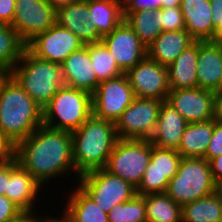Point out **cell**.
Segmentation results:
<instances>
[{
  "instance_id": "obj_1",
  "label": "cell",
  "mask_w": 222,
  "mask_h": 222,
  "mask_svg": "<svg viewBox=\"0 0 222 222\" xmlns=\"http://www.w3.org/2000/svg\"><path fill=\"white\" fill-rule=\"evenodd\" d=\"M14 157L41 186L68 172L80 176L74 168L72 133L67 130L42 124L15 146Z\"/></svg>"
},
{
  "instance_id": "obj_2",
  "label": "cell",
  "mask_w": 222,
  "mask_h": 222,
  "mask_svg": "<svg viewBox=\"0 0 222 222\" xmlns=\"http://www.w3.org/2000/svg\"><path fill=\"white\" fill-rule=\"evenodd\" d=\"M42 124L43 108L11 77L0 93V134L16 146Z\"/></svg>"
},
{
  "instance_id": "obj_3",
  "label": "cell",
  "mask_w": 222,
  "mask_h": 222,
  "mask_svg": "<svg viewBox=\"0 0 222 222\" xmlns=\"http://www.w3.org/2000/svg\"><path fill=\"white\" fill-rule=\"evenodd\" d=\"M71 133L75 171L82 175L105 168L118 140L115 123L97 118L92 114Z\"/></svg>"
},
{
  "instance_id": "obj_4",
  "label": "cell",
  "mask_w": 222,
  "mask_h": 222,
  "mask_svg": "<svg viewBox=\"0 0 222 222\" xmlns=\"http://www.w3.org/2000/svg\"><path fill=\"white\" fill-rule=\"evenodd\" d=\"M12 77L41 108L64 86L62 66L36 57L27 48L13 67Z\"/></svg>"
},
{
  "instance_id": "obj_5",
  "label": "cell",
  "mask_w": 222,
  "mask_h": 222,
  "mask_svg": "<svg viewBox=\"0 0 222 222\" xmlns=\"http://www.w3.org/2000/svg\"><path fill=\"white\" fill-rule=\"evenodd\" d=\"M92 114V94L64 85L43 108V124L72 132Z\"/></svg>"
},
{
  "instance_id": "obj_6",
  "label": "cell",
  "mask_w": 222,
  "mask_h": 222,
  "mask_svg": "<svg viewBox=\"0 0 222 222\" xmlns=\"http://www.w3.org/2000/svg\"><path fill=\"white\" fill-rule=\"evenodd\" d=\"M216 191L209 162L204 158H183L166 194L181 207Z\"/></svg>"
},
{
  "instance_id": "obj_7",
  "label": "cell",
  "mask_w": 222,
  "mask_h": 222,
  "mask_svg": "<svg viewBox=\"0 0 222 222\" xmlns=\"http://www.w3.org/2000/svg\"><path fill=\"white\" fill-rule=\"evenodd\" d=\"M150 159L149 140L118 139L104 169L137 189Z\"/></svg>"
},
{
  "instance_id": "obj_8",
  "label": "cell",
  "mask_w": 222,
  "mask_h": 222,
  "mask_svg": "<svg viewBox=\"0 0 222 222\" xmlns=\"http://www.w3.org/2000/svg\"><path fill=\"white\" fill-rule=\"evenodd\" d=\"M78 186L106 213L115 205L131 200L136 188L104 168L86 172L78 177Z\"/></svg>"
},
{
  "instance_id": "obj_9",
  "label": "cell",
  "mask_w": 222,
  "mask_h": 222,
  "mask_svg": "<svg viewBox=\"0 0 222 222\" xmlns=\"http://www.w3.org/2000/svg\"><path fill=\"white\" fill-rule=\"evenodd\" d=\"M162 102L135 97L115 123L118 139L150 140Z\"/></svg>"
},
{
  "instance_id": "obj_10",
  "label": "cell",
  "mask_w": 222,
  "mask_h": 222,
  "mask_svg": "<svg viewBox=\"0 0 222 222\" xmlns=\"http://www.w3.org/2000/svg\"><path fill=\"white\" fill-rule=\"evenodd\" d=\"M134 99L133 89L125 73L101 81L92 94L93 115L116 123Z\"/></svg>"
},
{
  "instance_id": "obj_11",
  "label": "cell",
  "mask_w": 222,
  "mask_h": 222,
  "mask_svg": "<svg viewBox=\"0 0 222 222\" xmlns=\"http://www.w3.org/2000/svg\"><path fill=\"white\" fill-rule=\"evenodd\" d=\"M83 46V41L58 23L37 34L26 44V48L36 57L60 65L71 53Z\"/></svg>"
},
{
  "instance_id": "obj_12",
  "label": "cell",
  "mask_w": 222,
  "mask_h": 222,
  "mask_svg": "<svg viewBox=\"0 0 222 222\" xmlns=\"http://www.w3.org/2000/svg\"><path fill=\"white\" fill-rule=\"evenodd\" d=\"M181 160L176 150L160 148L151 143V159L136 189L137 195L166 193L168 183L176 175Z\"/></svg>"
},
{
  "instance_id": "obj_13",
  "label": "cell",
  "mask_w": 222,
  "mask_h": 222,
  "mask_svg": "<svg viewBox=\"0 0 222 222\" xmlns=\"http://www.w3.org/2000/svg\"><path fill=\"white\" fill-rule=\"evenodd\" d=\"M135 97L166 101L170 91L168 70L146 56L126 73Z\"/></svg>"
},
{
  "instance_id": "obj_14",
  "label": "cell",
  "mask_w": 222,
  "mask_h": 222,
  "mask_svg": "<svg viewBox=\"0 0 222 222\" xmlns=\"http://www.w3.org/2000/svg\"><path fill=\"white\" fill-rule=\"evenodd\" d=\"M56 23V10L46 0H16L11 26L27 44Z\"/></svg>"
},
{
  "instance_id": "obj_15",
  "label": "cell",
  "mask_w": 222,
  "mask_h": 222,
  "mask_svg": "<svg viewBox=\"0 0 222 222\" xmlns=\"http://www.w3.org/2000/svg\"><path fill=\"white\" fill-rule=\"evenodd\" d=\"M188 123L204 122L216 117V92L190 88L170 90L166 100Z\"/></svg>"
},
{
  "instance_id": "obj_16",
  "label": "cell",
  "mask_w": 222,
  "mask_h": 222,
  "mask_svg": "<svg viewBox=\"0 0 222 222\" xmlns=\"http://www.w3.org/2000/svg\"><path fill=\"white\" fill-rule=\"evenodd\" d=\"M110 50L119 68L126 73L147 56V47L134 30L123 20L111 33L101 40Z\"/></svg>"
},
{
  "instance_id": "obj_17",
  "label": "cell",
  "mask_w": 222,
  "mask_h": 222,
  "mask_svg": "<svg viewBox=\"0 0 222 222\" xmlns=\"http://www.w3.org/2000/svg\"><path fill=\"white\" fill-rule=\"evenodd\" d=\"M62 66V78L65 86L81 89L93 94L100 81L94 72L88 53V44L71 53Z\"/></svg>"
},
{
  "instance_id": "obj_18",
  "label": "cell",
  "mask_w": 222,
  "mask_h": 222,
  "mask_svg": "<svg viewBox=\"0 0 222 222\" xmlns=\"http://www.w3.org/2000/svg\"><path fill=\"white\" fill-rule=\"evenodd\" d=\"M42 186L14 157L8 162V186L5 196L23 211H33Z\"/></svg>"
},
{
  "instance_id": "obj_19",
  "label": "cell",
  "mask_w": 222,
  "mask_h": 222,
  "mask_svg": "<svg viewBox=\"0 0 222 222\" xmlns=\"http://www.w3.org/2000/svg\"><path fill=\"white\" fill-rule=\"evenodd\" d=\"M88 18L89 8L87 0H78L56 10V23L70 30L84 44L100 42L102 36Z\"/></svg>"
},
{
  "instance_id": "obj_20",
  "label": "cell",
  "mask_w": 222,
  "mask_h": 222,
  "mask_svg": "<svg viewBox=\"0 0 222 222\" xmlns=\"http://www.w3.org/2000/svg\"><path fill=\"white\" fill-rule=\"evenodd\" d=\"M222 74V44L198 41V88L220 92Z\"/></svg>"
},
{
  "instance_id": "obj_21",
  "label": "cell",
  "mask_w": 222,
  "mask_h": 222,
  "mask_svg": "<svg viewBox=\"0 0 222 222\" xmlns=\"http://www.w3.org/2000/svg\"><path fill=\"white\" fill-rule=\"evenodd\" d=\"M188 122L167 101L159 110L156 129L150 142L160 148L177 150Z\"/></svg>"
},
{
  "instance_id": "obj_22",
  "label": "cell",
  "mask_w": 222,
  "mask_h": 222,
  "mask_svg": "<svg viewBox=\"0 0 222 222\" xmlns=\"http://www.w3.org/2000/svg\"><path fill=\"white\" fill-rule=\"evenodd\" d=\"M185 30L196 41H213L210 0H181Z\"/></svg>"
},
{
  "instance_id": "obj_23",
  "label": "cell",
  "mask_w": 222,
  "mask_h": 222,
  "mask_svg": "<svg viewBox=\"0 0 222 222\" xmlns=\"http://www.w3.org/2000/svg\"><path fill=\"white\" fill-rule=\"evenodd\" d=\"M196 40L184 29L163 31L148 47L147 56L161 65H170Z\"/></svg>"
},
{
  "instance_id": "obj_24",
  "label": "cell",
  "mask_w": 222,
  "mask_h": 222,
  "mask_svg": "<svg viewBox=\"0 0 222 222\" xmlns=\"http://www.w3.org/2000/svg\"><path fill=\"white\" fill-rule=\"evenodd\" d=\"M198 41L184 50L167 66L170 90L198 87L197 81Z\"/></svg>"
},
{
  "instance_id": "obj_25",
  "label": "cell",
  "mask_w": 222,
  "mask_h": 222,
  "mask_svg": "<svg viewBox=\"0 0 222 222\" xmlns=\"http://www.w3.org/2000/svg\"><path fill=\"white\" fill-rule=\"evenodd\" d=\"M213 135V119L188 123L176 150L183 158H204Z\"/></svg>"
},
{
  "instance_id": "obj_26",
  "label": "cell",
  "mask_w": 222,
  "mask_h": 222,
  "mask_svg": "<svg viewBox=\"0 0 222 222\" xmlns=\"http://www.w3.org/2000/svg\"><path fill=\"white\" fill-rule=\"evenodd\" d=\"M89 21L103 37L111 33L123 20L121 0H87Z\"/></svg>"
},
{
  "instance_id": "obj_27",
  "label": "cell",
  "mask_w": 222,
  "mask_h": 222,
  "mask_svg": "<svg viewBox=\"0 0 222 222\" xmlns=\"http://www.w3.org/2000/svg\"><path fill=\"white\" fill-rule=\"evenodd\" d=\"M72 190L63 213L72 222H109L107 213L79 186Z\"/></svg>"
},
{
  "instance_id": "obj_28",
  "label": "cell",
  "mask_w": 222,
  "mask_h": 222,
  "mask_svg": "<svg viewBox=\"0 0 222 222\" xmlns=\"http://www.w3.org/2000/svg\"><path fill=\"white\" fill-rule=\"evenodd\" d=\"M181 222H222V201L217 192L181 207Z\"/></svg>"
},
{
  "instance_id": "obj_29",
  "label": "cell",
  "mask_w": 222,
  "mask_h": 222,
  "mask_svg": "<svg viewBox=\"0 0 222 222\" xmlns=\"http://www.w3.org/2000/svg\"><path fill=\"white\" fill-rule=\"evenodd\" d=\"M123 17L146 47L163 32L160 10H140L123 13Z\"/></svg>"
},
{
  "instance_id": "obj_30",
  "label": "cell",
  "mask_w": 222,
  "mask_h": 222,
  "mask_svg": "<svg viewBox=\"0 0 222 222\" xmlns=\"http://www.w3.org/2000/svg\"><path fill=\"white\" fill-rule=\"evenodd\" d=\"M143 197L147 222H181V206L166 193L149 194Z\"/></svg>"
},
{
  "instance_id": "obj_31",
  "label": "cell",
  "mask_w": 222,
  "mask_h": 222,
  "mask_svg": "<svg viewBox=\"0 0 222 222\" xmlns=\"http://www.w3.org/2000/svg\"><path fill=\"white\" fill-rule=\"evenodd\" d=\"M25 49L26 43L18 32L11 25L0 23V66L12 70Z\"/></svg>"
},
{
  "instance_id": "obj_32",
  "label": "cell",
  "mask_w": 222,
  "mask_h": 222,
  "mask_svg": "<svg viewBox=\"0 0 222 222\" xmlns=\"http://www.w3.org/2000/svg\"><path fill=\"white\" fill-rule=\"evenodd\" d=\"M88 53L94 72L100 82L118 77L124 73L102 41L88 44Z\"/></svg>"
},
{
  "instance_id": "obj_33",
  "label": "cell",
  "mask_w": 222,
  "mask_h": 222,
  "mask_svg": "<svg viewBox=\"0 0 222 222\" xmlns=\"http://www.w3.org/2000/svg\"><path fill=\"white\" fill-rule=\"evenodd\" d=\"M107 217L109 222H147L144 197L136 194L131 200L115 205Z\"/></svg>"
},
{
  "instance_id": "obj_34",
  "label": "cell",
  "mask_w": 222,
  "mask_h": 222,
  "mask_svg": "<svg viewBox=\"0 0 222 222\" xmlns=\"http://www.w3.org/2000/svg\"><path fill=\"white\" fill-rule=\"evenodd\" d=\"M160 20L163 31H179L185 29L184 18L180 7L160 9Z\"/></svg>"
},
{
  "instance_id": "obj_35",
  "label": "cell",
  "mask_w": 222,
  "mask_h": 222,
  "mask_svg": "<svg viewBox=\"0 0 222 222\" xmlns=\"http://www.w3.org/2000/svg\"><path fill=\"white\" fill-rule=\"evenodd\" d=\"M222 154V122L213 119V135L206 149L204 159L208 162Z\"/></svg>"
},
{
  "instance_id": "obj_36",
  "label": "cell",
  "mask_w": 222,
  "mask_h": 222,
  "mask_svg": "<svg viewBox=\"0 0 222 222\" xmlns=\"http://www.w3.org/2000/svg\"><path fill=\"white\" fill-rule=\"evenodd\" d=\"M123 13H132L140 10H160L161 0H122Z\"/></svg>"
},
{
  "instance_id": "obj_37",
  "label": "cell",
  "mask_w": 222,
  "mask_h": 222,
  "mask_svg": "<svg viewBox=\"0 0 222 222\" xmlns=\"http://www.w3.org/2000/svg\"><path fill=\"white\" fill-rule=\"evenodd\" d=\"M22 212L23 210L5 195H0V222H8Z\"/></svg>"
},
{
  "instance_id": "obj_38",
  "label": "cell",
  "mask_w": 222,
  "mask_h": 222,
  "mask_svg": "<svg viewBox=\"0 0 222 222\" xmlns=\"http://www.w3.org/2000/svg\"><path fill=\"white\" fill-rule=\"evenodd\" d=\"M16 0H0V23L11 25L15 14Z\"/></svg>"
},
{
  "instance_id": "obj_39",
  "label": "cell",
  "mask_w": 222,
  "mask_h": 222,
  "mask_svg": "<svg viewBox=\"0 0 222 222\" xmlns=\"http://www.w3.org/2000/svg\"><path fill=\"white\" fill-rule=\"evenodd\" d=\"M212 23H213V41L216 32L222 26V0H210Z\"/></svg>"
},
{
  "instance_id": "obj_40",
  "label": "cell",
  "mask_w": 222,
  "mask_h": 222,
  "mask_svg": "<svg viewBox=\"0 0 222 222\" xmlns=\"http://www.w3.org/2000/svg\"><path fill=\"white\" fill-rule=\"evenodd\" d=\"M15 146L0 134V165L8 163L14 158Z\"/></svg>"
},
{
  "instance_id": "obj_41",
  "label": "cell",
  "mask_w": 222,
  "mask_h": 222,
  "mask_svg": "<svg viewBox=\"0 0 222 222\" xmlns=\"http://www.w3.org/2000/svg\"><path fill=\"white\" fill-rule=\"evenodd\" d=\"M210 170L216 185L222 183V154L209 161Z\"/></svg>"
},
{
  "instance_id": "obj_42",
  "label": "cell",
  "mask_w": 222,
  "mask_h": 222,
  "mask_svg": "<svg viewBox=\"0 0 222 222\" xmlns=\"http://www.w3.org/2000/svg\"><path fill=\"white\" fill-rule=\"evenodd\" d=\"M32 214H33V211H23L18 216L9 220L8 222H51L50 216L42 218V217L36 216L35 214L33 215Z\"/></svg>"
},
{
  "instance_id": "obj_43",
  "label": "cell",
  "mask_w": 222,
  "mask_h": 222,
  "mask_svg": "<svg viewBox=\"0 0 222 222\" xmlns=\"http://www.w3.org/2000/svg\"><path fill=\"white\" fill-rule=\"evenodd\" d=\"M8 186V163L0 165V195H5Z\"/></svg>"
},
{
  "instance_id": "obj_44",
  "label": "cell",
  "mask_w": 222,
  "mask_h": 222,
  "mask_svg": "<svg viewBox=\"0 0 222 222\" xmlns=\"http://www.w3.org/2000/svg\"><path fill=\"white\" fill-rule=\"evenodd\" d=\"M11 77L12 70L7 67L0 66V93L2 92L4 85L9 81Z\"/></svg>"
},
{
  "instance_id": "obj_45",
  "label": "cell",
  "mask_w": 222,
  "mask_h": 222,
  "mask_svg": "<svg viewBox=\"0 0 222 222\" xmlns=\"http://www.w3.org/2000/svg\"><path fill=\"white\" fill-rule=\"evenodd\" d=\"M216 120L222 122V91L216 92Z\"/></svg>"
},
{
  "instance_id": "obj_46",
  "label": "cell",
  "mask_w": 222,
  "mask_h": 222,
  "mask_svg": "<svg viewBox=\"0 0 222 222\" xmlns=\"http://www.w3.org/2000/svg\"><path fill=\"white\" fill-rule=\"evenodd\" d=\"M55 10L58 8L72 4L78 0H46Z\"/></svg>"
},
{
  "instance_id": "obj_47",
  "label": "cell",
  "mask_w": 222,
  "mask_h": 222,
  "mask_svg": "<svg viewBox=\"0 0 222 222\" xmlns=\"http://www.w3.org/2000/svg\"><path fill=\"white\" fill-rule=\"evenodd\" d=\"M162 8L180 7L181 0H161Z\"/></svg>"
},
{
  "instance_id": "obj_48",
  "label": "cell",
  "mask_w": 222,
  "mask_h": 222,
  "mask_svg": "<svg viewBox=\"0 0 222 222\" xmlns=\"http://www.w3.org/2000/svg\"><path fill=\"white\" fill-rule=\"evenodd\" d=\"M214 42L222 44V26L216 32L215 37H214Z\"/></svg>"
},
{
  "instance_id": "obj_49",
  "label": "cell",
  "mask_w": 222,
  "mask_h": 222,
  "mask_svg": "<svg viewBox=\"0 0 222 222\" xmlns=\"http://www.w3.org/2000/svg\"><path fill=\"white\" fill-rule=\"evenodd\" d=\"M51 222H72V221L64 214L63 219L52 217Z\"/></svg>"
},
{
  "instance_id": "obj_50",
  "label": "cell",
  "mask_w": 222,
  "mask_h": 222,
  "mask_svg": "<svg viewBox=\"0 0 222 222\" xmlns=\"http://www.w3.org/2000/svg\"><path fill=\"white\" fill-rule=\"evenodd\" d=\"M216 192L220 196L221 201H222V183H219L218 185H216Z\"/></svg>"
},
{
  "instance_id": "obj_51",
  "label": "cell",
  "mask_w": 222,
  "mask_h": 222,
  "mask_svg": "<svg viewBox=\"0 0 222 222\" xmlns=\"http://www.w3.org/2000/svg\"><path fill=\"white\" fill-rule=\"evenodd\" d=\"M220 91H222V74H221V81H220Z\"/></svg>"
}]
</instances>
